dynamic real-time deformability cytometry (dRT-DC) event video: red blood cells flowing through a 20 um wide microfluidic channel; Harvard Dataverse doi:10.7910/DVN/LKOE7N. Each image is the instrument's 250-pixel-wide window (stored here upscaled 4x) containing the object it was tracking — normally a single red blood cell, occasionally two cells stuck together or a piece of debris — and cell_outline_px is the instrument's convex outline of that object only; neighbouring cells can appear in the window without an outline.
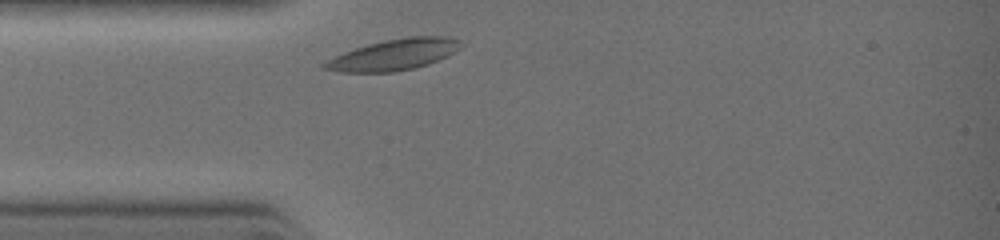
{"species": "common noctule bat (a hibernating species)", "species_latin": "Nyctalus noctula", "temperature_condition": "warm", "stored_images_in_passage": 1, "camera_frame_rate_fps": 3000, "um_per_image_px": 0.085, "animal": {"sex": "female", "body_mass_g": 19.0, "forearm_length_mm": 51.5}, "frame": {"image": 1, "passage_image": 1, "time_ms": 0.0, "image_size_px": [1000, 240], "cell_outline_px": [[460, 48], [436, 60], [412, 68], [392, 72], [340, 72], [320, 68], [320, 64], [344, 52], [368, 44], [384, 40], [408, 36], [444, 36], [460, 40]], "centroid_in_image_um": [33.4, 4.64], "position_along_channel_um": 51.6, "area_um2": 24.16}}